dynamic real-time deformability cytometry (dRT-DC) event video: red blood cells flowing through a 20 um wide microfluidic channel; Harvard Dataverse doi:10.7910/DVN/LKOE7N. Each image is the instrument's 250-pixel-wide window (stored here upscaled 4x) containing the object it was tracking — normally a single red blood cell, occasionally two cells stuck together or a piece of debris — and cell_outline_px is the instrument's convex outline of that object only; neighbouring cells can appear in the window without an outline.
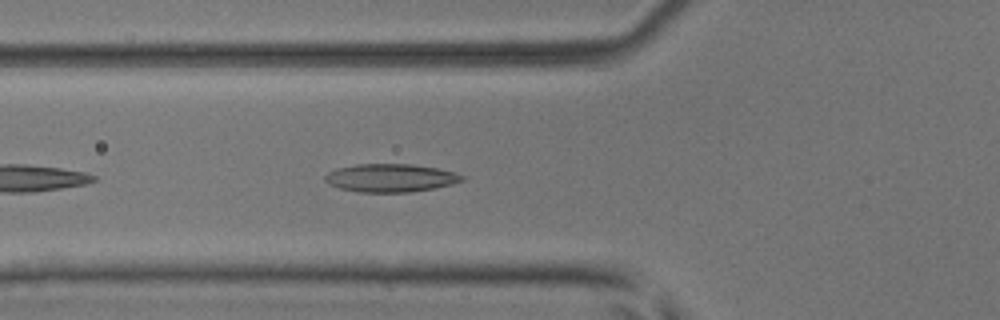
{"species": "common noctule bat (a hibernating species)", "species_latin": "Nyctalus noctula", "temperature_condition": "room temperature", "stored_images_in_passage": 35, "camera_frame_rate_fps": 3000, "um_per_image_px": 0.085, "animal": {"sex": "male", "body_mass_g": 17.9, "forearm_length_mm": 54.2}, "frame": {"image": 1, "passage_image": 5, "time_ms": 1.333, "image_size_px": [1000, 320], "cell_outline_px": [[464, 180], [452, 184], [432, 188], [408, 192], [360, 192], [340, 188], [328, 184], [324, 180], [324, 176], [328, 172], [336, 168], [356, 164], [412, 164], [436, 168], [456, 172], [464, 176]], "centroid_in_image_um": [33.17, 15.11], "position_along_channel_um": 92.6, "area_um2": 22.43}}
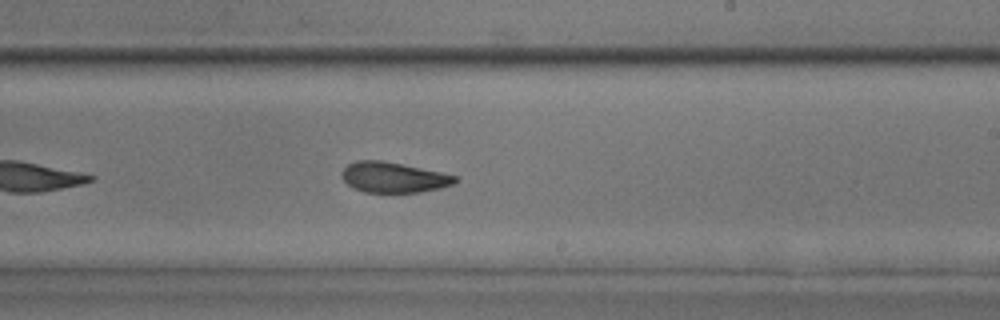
{"frame": {"image": 2, "passage_image": 17, "time_ms": 5.333, "image_size_px": [1000, 320], "cell_outline_px": [[460, 180], [452, 184], [440, 188], [420, 192], [364, 192], [352, 188], [344, 180], [340, 172], [348, 164], [356, 160], [380, 160], [460, 176]], "centroid_in_image_um": [33.45, 15.08], "position_along_channel_um": 255.6, "area_um2": 20.06}}
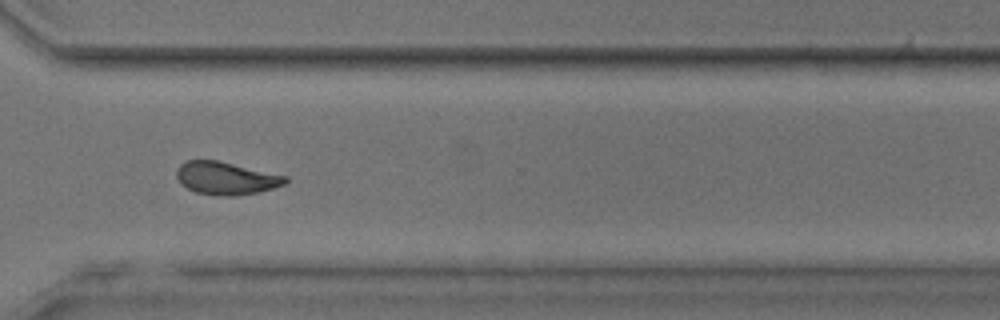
{"frame": {"image": 3, "passage_image": 24, "time_ms": 7.667, "image_size_px": [1000, 320], "cell_outline_px": [[288, 180], [284, 184], [272, 188], [256, 192], [232, 196], [220, 196], [196, 192], [180, 184], [176, 176], [176, 168], [180, 164], [188, 160], [216, 160], [288, 176]], "centroid_in_image_um": [19.18, 15.14], "position_along_channel_um": 351.4, "area_um2": 20.63}, "authors_computed_cell_mechanics": {"area_um2": 20.6346, "velocity_mm_per_s": 4.0844, "shape_relaxation_time_tau1_ms": 9.0147, "shape_relaxation_time_tau2_ms": 2.5961, "deformation_change_tau1": 0.1966, "deformation_change_tau2": 0.0896}}